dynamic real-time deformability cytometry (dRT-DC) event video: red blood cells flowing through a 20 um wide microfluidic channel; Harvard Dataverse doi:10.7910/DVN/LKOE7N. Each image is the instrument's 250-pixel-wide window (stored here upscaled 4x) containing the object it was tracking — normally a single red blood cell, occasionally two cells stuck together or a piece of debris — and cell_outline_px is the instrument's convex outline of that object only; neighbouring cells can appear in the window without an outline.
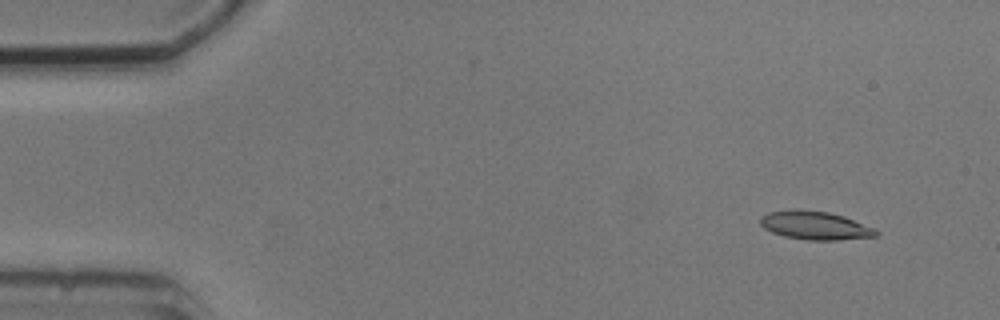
{"species": "common noctule bat (a hibernating species)", "species_latin": "Nyctalus noctula", "temperature_condition": "cold", "stored_images_in_passage": 6, "camera_frame_rate_fps": 3000, "um_per_image_px": 0.085, "animal": {"sex": "male", "body_mass_g": 20.5, "forearm_length_mm": 52.5}, "frame": {"image": 1, "passage_image": 2, "time_ms": 1.333, "image_size_px": [1000, 320], "cell_outline_px": [[880, 236], [836, 240], [808, 240], [784, 236], [772, 232], [764, 228], [760, 224], [760, 216], [768, 212], [792, 208], [828, 212], [844, 216], [876, 228], [880, 232]], "centroid_in_image_um": [69.3, 19.15], "position_along_channel_um": 15.7, "area_um2": 19.48}}
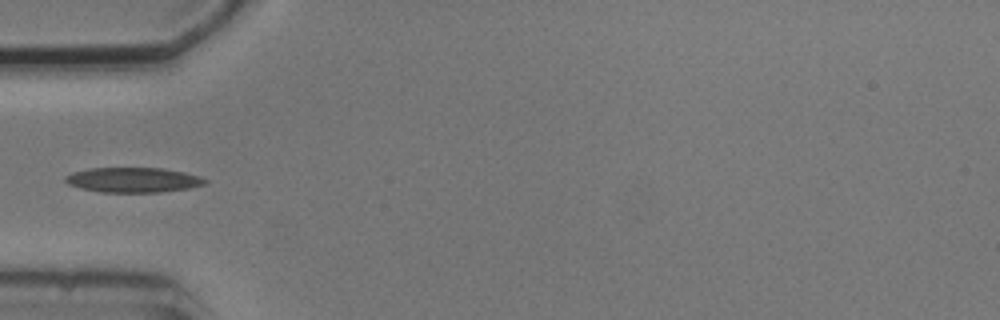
{"frame": {"image": 2, "passage_image": 5, "time_ms": 5.667, "image_size_px": [1000, 320], "cell_outline_px": [[208, 184], [188, 188], [160, 192], [104, 192], [80, 188], [68, 184], [64, 180], [64, 176], [72, 172], [88, 168], [164, 168], [184, 172], [200, 176], [208, 180]], "centroid_in_image_um": [11.33, 15.29], "position_along_channel_um": 73.7, "area_um2": 20.4}}
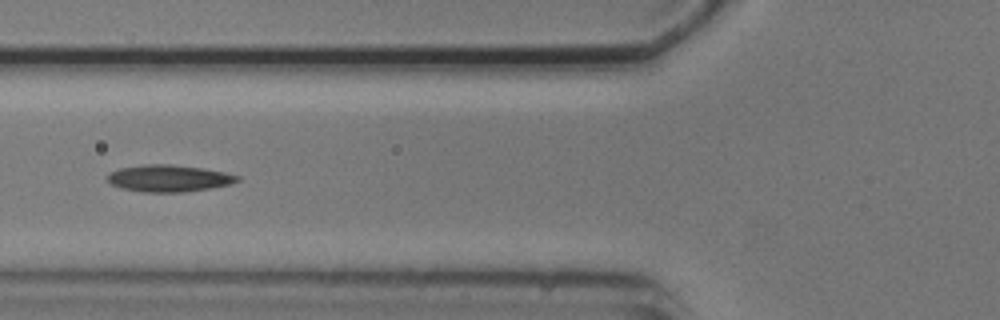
{"frame": {"image": 3, "passage_image": 6, "time_ms": 6.667, "image_size_px": [1000, 320], "cell_outline_px": [[240, 180], [232, 184], [184, 192], [144, 192], [120, 188], [112, 184], [108, 180], [108, 176], [112, 172], [120, 168], [144, 164], [172, 164], [204, 168], [224, 172], [240, 176]], "centroid_in_image_um": [14.38, 15.15], "position_along_channel_um": 111.4, "area_um2": 20.29}}